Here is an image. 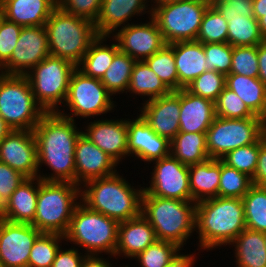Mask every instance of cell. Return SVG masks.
<instances>
[{"label":"cell","instance_id":"1","mask_svg":"<svg viewBox=\"0 0 266 267\" xmlns=\"http://www.w3.org/2000/svg\"><path fill=\"white\" fill-rule=\"evenodd\" d=\"M76 121L58 112H46L33 129L37 142L38 177L42 181L75 183V145L82 134ZM42 165L51 174H41Z\"/></svg>","mask_w":266,"mask_h":267},{"label":"cell","instance_id":"2","mask_svg":"<svg viewBox=\"0 0 266 267\" xmlns=\"http://www.w3.org/2000/svg\"><path fill=\"white\" fill-rule=\"evenodd\" d=\"M245 228L242 199L217 196L196 203L195 231L199 235V249L212 251L230 246Z\"/></svg>","mask_w":266,"mask_h":267},{"label":"cell","instance_id":"3","mask_svg":"<svg viewBox=\"0 0 266 267\" xmlns=\"http://www.w3.org/2000/svg\"><path fill=\"white\" fill-rule=\"evenodd\" d=\"M135 189L119 174L91 179L81 186V202L90 210L102 213L118 222L141 214L143 186ZM141 187V188H140Z\"/></svg>","mask_w":266,"mask_h":267},{"label":"cell","instance_id":"4","mask_svg":"<svg viewBox=\"0 0 266 267\" xmlns=\"http://www.w3.org/2000/svg\"><path fill=\"white\" fill-rule=\"evenodd\" d=\"M141 214L151 224L157 240L183 249L195 232L196 203L152 196L143 190Z\"/></svg>","mask_w":266,"mask_h":267},{"label":"cell","instance_id":"5","mask_svg":"<svg viewBox=\"0 0 266 267\" xmlns=\"http://www.w3.org/2000/svg\"><path fill=\"white\" fill-rule=\"evenodd\" d=\"M49 53L78 66L99 36L89 19L64 12L58 6L45 23Z\"/></svg>","mask_w":266,"mask_h":267},{"label":"cell","instance_id":"6","mask_svg":"<svg viewBox=\"0 0 266 267\" xmlns=\"http://www.w3.org/2000/svg\"><path fill=\"white\" fill-rule=\"evenodd\" d=\"M81 186L72 182L42 181L38 188L36 214L32 225L41 233L65 235L76 206L81 201Z\"/></svg>","mask_w":266,"mask_h":267},{"label":"cell","instance_id":"7","mask_svg":"<svg viewBox=\"0 0 266 267\" xmlns=\"http://www.w3.org/2000/svg\"><path fill=\"white\" fill-rule=\"evenodd\" d=\"M118 225L117 220L90 210L80 201L73 212L64 238L67 243L83 248L86 255L104 253L109 255L108 257H114Z\"/></svg>","mask_w":266,"mask_h":267},{"label":"cell","instance_id":"8","mask_svg":"<svg viewBox=\"0 0 266 267\" xmlns=\"http://www.w3.org/2000/svg\"><path fill=\"white\" fill-rule=\"evenodd\" d=\"M45 113L26 75L0 73V117L12 130L33 131Z\"/></svg>","mask_w":266,"mask_h":267},{"label":"cell","instance_id":"9","mask_svg":"<svg viewBox=\"0 0 266 267\" xmlns=\"http://www.w3.org/2000/svg\"><path fill=\"white\" fill-rule=\"evenodd\" d=\"M76 68L65 59L49 55L26 74L33 95L45 112H58L63 107Z\"/></svg>","mask_w":266,"mask_h":267},{"label":"cell","instance_id":"10","mask_svg":"<svg viewBox=\"0 0 266 267\" xmlns=\"http://www.w3.org/2000/svg\"><path fill=\"white\" fill-rule=\"evenodd\" d=\"M208 7L201 0L172 1L154 5L151 17L158 24L166 44L196 41Z\"/></svg>","mask_w":266,"mask_h":267},{"label":"cell","instance_id":"11","mask_svg":"<svg viewBox=\"0 0 266 267\" xmlns=\"http://www.w3.org/2000/svg\"><path fill=\"white\" fill-rule=\"evenodd\" d=\"M111 96L100 79L87 76L76 68L71 75L67 98L63 104L71 112L67 114V111L59 109L58 113L73 121H76L74 117H99L109 111L114 112L117 105Z\"/></svg>","mask_w":266,"mask_h":267},{"label":"cell","instance_id":"12","mask_svg":"<svg viewBox=\"0 0 266 267\" xmlns=\"http://www.w3.org/2000/svg\"><path fill=\"white\" fill-rule=\"evenodd\" d=\"M265 135L260 117L225 119L215 117L206 132L208 155L222 159L228 152L259 141Z\"/></svg>","mask_w":266,"mask_h":267},{"label":"cell","instance_id":"13","mask_svg":"<svg viewBox=\"0 0 266 267\" xmlns=\"http://www.w3.org/2000/svg\"><path fill=\"white\" fill-rule=\"evenodd\" d=\"M155 164V165H154ZM151 180L143 190L161 198L193 201L189 183V166L169 154L153 161ZM148 186V187H147Z\"/></svg>","mask_w":266,"mask_h":267},{"label":"cell","instance_id":"14","mask_svg":"<svg viewBox=\"0 0 266 267\" xmlns=\"http://www.w3.org/2000/svg\"><path fill=\"white\" fill-rule=\"evenodd\" d=\"M49 55L45 26L22 27L13 53L0 68V73L26 75Z\"/></svg>","mask_w":266,"mask_h":267},{"label":"cell","instance_id":"15","mask_svg":"<svg viewBox=\"0 0 266 267\" xmlns=\"http://www.w3.org/2000/svg\"><path fill=\"white\" fill-rule=\"evenodd\" d=\"M40 234L32 224L0 219V261L4 267H28L30 251Z\"/></svg>","mask_w":266,"mask_h":267},{"label":"cell","instance_id":"16","mask_svg":"<svg viewBox=\"0 0 266 267\" xmlns=\"http://www.w3.org/2000/svg\"><path fill=\"white\" fill-rule=\"evenodd\" d=\"M117 31L111 36L118 43L119 50L135 61H144L166 45L152 17H149L147 23H131Z\"/></svg>","mask_w":266,"mask_h":267},{"label":"cell","instance_id":"17","mask_svg":"<svg viewBox=\"0 0 266 267\" xmlns=\"http://www.w3.org/2000/svg\"><path fill=\"white\" fill-rule=\"evenodd\" d=\"M0 162L26 178L38 177L37 142L33 131L12 130L0 142Z\"/></svg>","mask_w":266,"mask_h":267},{"label":"cell","instance_id":"18","mask_svg":"<svg viewBox=\"0 0 266 267\" xmlns=\"http://www.w3.org/2000/svg\"><path fill=\"white\" fill-rule=\"evenodd\" d=\"M100 119L87 121L82 134L119 165L123 158L128 157L127 118Z\"/></svg>","mask_w":266,"mask_h":267},{"label":"cell","instance_id":"19","mask_svg":"<svg viewBox=\"0 0 266 267\" xmlns=\"http://www.w3.org/2000/svg\"><path fill=\"white\" fill-rule=\"evenodd\" d=\"M141 104L139 115L156 134L171 141L179 133L180 90Z\"/></svg>","mask_w":266,"mask_h":267},{"label":"cell","instance_id":"20","mask_svg":"<svg viewBox=\"0 0 266 267\" xmlns=\"http://www.w3.org/2000/svg\"><path fill=\"white\" fill-rule=\"evenodd\" d=\"M135 119L127 118L128 157L146 162L162 159L170 154V141L156 134L139 115ZM133 155V156H132Z\"/></svg>","mask_w":266,"mask_h":267},{"label":"cell","instance_id":"21","mask_svg":"<svg viewBox=\"0 0 266 267\" xmlns=\"http://www.w3.org/2000/svg\"><path fill=\"white\" fill-rule=\"evenodd\" d=\"M74 157L75 184L79 186L91 179L107 177L117 172L118 164L83 134L77 139Z\"/></svg>","mask_w":266,"mask_h":267},{"label":"cell","instance_id":"22","mask_svg":"<svg viewBox=\"0 0 266 267\" xmlns=\"http://www.w3.org/2000/svg\"><path fill=\"white\" fill-rule=\"evenodd\" d=\"M149 3L150 0H102L99 15L94 22L98 35H113L118 27L131 24L128 21L133 20L131 18L135 15L143 16L147 13L148 18L151 17L152 6Z\"/></svg>","mask_w":266,"mask_h":267},{"label":"cell","instance_id":"23","mask_svg":"<svg viewBox=\"0 0 266 267\" xmlns=\"http://www.w3.org/2000/svg\"><path fill=\"white\" fill-rule=\"evenodd\" d=\"M156 240L154 229L142 214L119 222L114 258L122 255V258L133 259Z\"/></svg>","mask_w":266,"mask_h":267},{"label":"cell","instance_id":"24","mask_svg":"<svg viewBox=\"0 0 266 267\" xmlns=\"http://www.w3.org/2000/svg\"><path fill=\"white\" fill-rule=\"evenodd\" d=\"M215 117L214 102L180 89L179 132L206 133Z\"/></svg>","mask_w":266,"mask_h":267},{"label":"cell","instance_id":"25","mask_svg":"<svg viewBox=\"0 0 266 267\" xmlns=\"http://www.w3.org/2000/svg\"><path fill=\"white\" fill-rule=\"evenodd\" d=\"M173 53L178 75V90L187 87L207 71L206 56L201 42H174Z\"/></svg>","mask_w":266,"mask_h":267},{"label":"cell","instance_id":"26","mask_svg":"<svg viewBox=\"0 0 266 267\" xmlns=\"http://www.w3.org/2000/svg\"><path fill=\"white\" fill-rule=\"evenodd\" d=\"M40 178H27L5 202L3 219L14 223L32 224L36 214V203Z\"/></svg>","mask_w":266,"mask_h":267},{"label":"cell","instance_id":"27","mask_svg":"<svg viewBox=\"0 0 266 267\" xmlns=\"http://www.w3.org/2000/svg\"><path fill=\"white\" fill-rule=\"evenodd\" d=\"M5 18L22 27L45 26L57 0H3Z\"/></svg>","mask_w":266,"mask_h":267},{"label":"cell","instance_id":"28","mask_svg":"<svg viewBox=\"0 0 266 267\" xmlns=\"http://www.w3.org/2000/svg\"><path fill=\"white\" fill-rule=\"evenodd\" d=\"M221 159H212L189 166V183L193 202L218 196Z\"/></svg>","mask_w":266,"mask_h":267},{"label":"cell","instance_id":"29","mask_svg":"<svg viewBox=\"0 0 266 267\" xmlns=\"http://www.w3.org/2000/svg\"><path fill=\"white\" fill-rule=\"evenodd\" d=\"M265 233L245 228L230 244L236 267H266Z\"/></svg>","mask_w":266,"mask_h":267},{"label":"cell","instance_id":"30","mask_svg":"<svg viewBox=\"0 0 266 267\" xmlns=\"http://www.w3.org/2000/svg\"><path fill=\"white\" fill-rule=\"evenodd\" d=\"M112 36L99 35L90 45V48L83 56L77 68L85 75L102 79L107 69L111 66L115 54L119 51V46ZM111 38L112 44H105Z\"/></svg>","mask_w":266,"mask_h":267},{"label":"cell","instance_id":"31","mask_svg":"<svg viewBox=\"0 0 266 267\" xmlns=\"http://www.w3.org/2000/svg\"><path fill=\"white\" fill-rule=\"evenodd\" d=\"M225 87L237 94L254 115L261 116L266 104V85L258 78L228 74Z\"/></svg>","mask_w":266,"mask_h":267},{"label":"cell","instance_id":"32","mask_svg":"<svg viewBox=\"0 0 266 267\" xmlns=\"http://www.w3.org/2000/svg\"><path fill=\"white\" fill-rule=\"evenodd\" d=\"M170 154L186 166L208 160L206 133L179 132L170 141Z\"/></svg>","mask_w":266,"mask_h":267},{"label":"cell","instance_id":"33","mask_svg":"<svg viewBox=\"0 0 266 267\" xmlns=\"http://www.w3.org/2000/svg\"><path fill=\"white\" fill-rule=\"evenodd\" d=\"M133 98L143 96L145 101L168 95L171 91L144 61H136L132 70L128 91Z\"/></svg>","mask_w":266,"mask_h":267},{"label":"cell","instance_id":"34","mask_svg":"<svg viewBox=\"0 0 266 267\" xmlns=\"http://www.w3.org/2000/svg\"><path fill=\"white\" fill-rule=\"evenodd\" d=\"M225 18L228 22L227 43L231 46H256L266 40L255 17L238 15Z\"/></svg>","mask_w":266,"mask_h":267},{"label":"cell","instance_id":"35","mask_svg":"<svg viewBox=\"0 0 266 267\" xmlns=\"http://www.w3.org/2000/svg\"><path fill=\"white\" fill-rule=\"evenodd\" d=\"M135 62L136 61L132 57L120 50L115 54L111 66L101 79L102 84L112 97L120 93L127 94Z\"/></svg>","mask_w":266,"mask_h":267},{"label":"cell","instance_id":"36","mask_svg":"<svg viewBox=\"0 0 266 267\" xmlns=\"http://www.w3.org/2000/svg\"><path fill=\"white\" fill-rule=\"evenodd\" d=\"M242 201L246 228L266 233V187L253 184Z\"/></svg>","mask_w":266,"mask_h":267},{"label":"cell","instance_id":"37","mask_svg":"<svg viewBox=\"0 0 266 267\" xmlns=\"http://www.w3.org/2000/svg\"><path fill=\"white\" fill-rule=\"evenodd\" d=\"M144 62L170 91H178V75L173 53V43L166 44Z\"/></svg>","mask_w":266,"mask_h":267},{"label":"cell","instance_id":"38","mask_svg":"<svg viewBox=\"0 0 266 267\" xmlns=\"http://www.w3.org/2000/svg\"><path fill=\"white\" fill-rule=\"evenodd\" d=\"M64 236L56 233H41L30 251L28 267H51Z\"/></svg>","mask_w":266,"mask_h":267},{"label":"cell","instance_id":"39","mask_svg":"<svg viewBox=\"0 0 266 267\" xmlns=\"http://www.w3.org/2000/svg\"><path fill=\"white\" fill-rule=\"evenodd\" d=\"M227 35V19L214 6H209L204 13L196 41L202 44L227 43Z\"/></svg>","mask_w":266,"mask_h":267},{"label":"cell","instance_id":"40","mask_svg":"<svg viewBox=\"0 0 266 267\" xmlns=\"http://www.w3.org/2000/svg\"><path fill=\"white\" fill-rule=\"evenodd\" d=\"M252 185L251 177L228 166L221 160L218 196L242 199Z\"/></svg>","mask_w":266,"mask_h":267},{"label":"cell","instance_id":"41","mask_svg":"<svg viewBox=\"0 0 266 267\" xmlns=\"http://www.w3.org/2000/svg\"><path fill=\"white\" fill-rule=\"evenodd\" d=\"M180 250L183 249L173 242L156 240L133 259L141 267H165Z\"/></svg>","mask_w":266,"mask_h":267},{"label":"cell","instance_id":"42","mask_svg":"<svg viewBox=\"0 0 266 267\" xmlns=\"http://www.w3.org/2000/svg\"><path fill=\"white\" fill-rule=\"evenodd\" d=\"M226 85V76L215 70L204 71L185 89L193 95L216 102Z\"/></svg>","mask_w":266,"mask_h":267},{"label":"cell","instance_id":"43","mask_svg":"<svg viewBox=\"0 0 266 267\" xmlns=\"http://www.w3.org/2000/svg\"><path fill=\"white\" fill-rule=\"evenodd\" d=\"M259 154V141L228 152L221 160L239 172L253 178Z\"/></svg>","mask_w":266,"mask_h":267},{"label":"cell","instance_id":"44","mask_svg":"<svg viewBox=\"0 0 266 267\" xmlns=\"http://www.w3.org/2000/svg\"><path fill=\"white\" fill-rule=\"evenodd\" d=\"M215 115L225 119L259 117L254 115L245 103L228 88H224L215 102Z\"/></svg>","mask_w":266,"mask_h":267},{"label":"cell","instance_id":"45","mask_svg":"<svg viewBox=\"0 0 266 267\" xmlns=\"http://www.w3.org/2000/svg\"><path fill=\"white\" fill-rule=\"evenodd\" d=\"M258 45L233 47L230 74L258 78Z\"/></svg>","mask_w":266,"mask_h":267},{"label":"cell","instance_id":"46","mask_svg":"<svg viewBox=\"0 0 266 267\" xmlns=\"http://www.w3.org/2000/svg\"><path fill=\"white\" fill-rule=\"evenodd\" d=\"M207 70H215L225 76L230 74L233 46L229 43L203 44Z\"/></svg>","mask_w":266,"mask_h":267},{"label":"cell","instance_id":"47","mask_svg":"<svg viewBox=\"0 0 266 267\" xmlns=\"http://www.w3.org/2000/svg\"><path fill=\"white\" fill-rule=\"evenodd\" d=\"M21 30L22 26L6 18L0 24V68L10 59Z\"/></svg>","mask_w":266,"mask_h":267},{"label":"cell","instance_id":"48","mask_svg":"<svg viewBox=\"0 0 266 267\" xmlns=\"http://www.w3.org/2000/svg\"><path fill=\"white\" fill-rule=\"evenodd\" d=\"M102 0H57V6L64 12L95 22Z\"/></svg>","mask_w":266,"mask_h":267},{"label":"cell","instance_id":"49","mask_svg":"<svg viewBox=\"0 0 266 267\" xmlns=\"http://www.w3.org/2000/svg\"><path fill=\"white\" fill-rule=\"evenodd\" d=\"M27 179L20 172L0 162V196L6 202L19 185Z\"/></svg>","mask_w":266,"mask_h":267},{"label":"cell","instance_id":"50","mask_svg":"<svg viewBox=\"0 0 266 267\" xmlns=\"http://www.w3.org/2000/svg\"><path fill=\"white\" fill-rule=\"evenodd\" d=\"M224 17H254L253 0H223L214 6Z\"/></svg>","mask_w":266,"mask_h":267},{"label":"cell","instance_id":"51","mask_svg":"<svg viewBox=\"0 0 266 267\" xmlns=\"http://www.w3.org/2000/svg\"><path fill=\"white\" fill-rule=\"evenodd\" d=\"M78 250L80 251L82 249L72 246L69 249H64L61 246L56 253L51 267H80L86 253H81Z\"/></svg>","mask_w":266,"mask_h":267},{"label":"cell","instance_id":"52","mask_svg":"<svg viewBox=\"0 0 266 267\" xmlns=\"http://www.w3.org/2000/svg\"><path fill=\"white\" fill-rule=\"evenodd\" d=\"M252 183L266 187V135L259 140L257 167L252 178Z\"/></svg>","mask_w":266,"mask_h":267},{"label":"cell","instance_id":"53","mask_svg":"<svg viewBox=\"0 0 266 267\" xmlns=\"http://www.w3.org/2000/svg\"><path fill=\"white\" fill-rule=\"evenodd\" d=\"M192 254H181V252L174 257L165 267H194L196 262V255Z\"/></svg>","mask_w":266,"mask_h":267},{"label":"cell","instance_id":"54","mask_svg":"<svg viewBox=\"0 0 266 267\" xmlns=\"http://www.w3.org/2000/svg\"><path fill=\"white\" fill-rule=\"evenodd\" d=\"M101 255H86L81 263L80 267H114L112 266L109 258H102Z\"/></svg>","mask_w":266,"mask_h":267},{"label":"cell","instance_id":"55","mask_svg":"<svg viewBox=\"0 0 266 267\" xmlns=\"http://www.w3.org/2000/svg\"><path fill=\"white\" fill-rule=\"evenodd\" d=\"M258 79L266 85V40L258 45Z\"/></svg>","mask_w":266,"mask_h":267},{"label":"cell","instance_id":"56","mask_svg":"<svg viewBox=\"0 0 266 267\" xmlns=\"http://www.w3.org/2000/svg\"><path fill=\"white\" fill-rule=\"evenodd\" d=\"M254 17L258 20L260 31L266 39V12H253Z\"/></svg>","mask_w":266,"mask_h":267},{"label":"cell","instance_id":"57","mask_svg":"<svg viewBox=\"0 0 266 267\" xmlns=\"http://www.w3.org/2000/svg\"><path fill=\"white\" fill-rule=\"evenodd\" d=\"M12 131L6 122L0 117V142Z\"/></svg>","mask_w":266,"mask_h":267},{"label":"cell","instance_id":"58","mask_svg":"<svg viewBox=\"0 0 266 267\" xmlns=\"http://www.w3.org/2000/svg\"><path fill=\"white\" fill-rule=\"evenodd\" d=\"M253 12H266V0H253Z\"/></svg>","mask_w":266,"mask_h":267},{"label":"cell","instance_id":"59","mask_svg":"<svg viewBox=\"0 0 266 267\" xmlns=\"http://www.w3.org/2000/svg\"><path fill=\"white\" fill-rule=\"evenodd\" d=\"M5 19V7L3 0H0V24Z\"/></svg>","mask_w":266,"mask_h":267},{"label":"cell","instance_id":"60","mask_svg":"<svg viewBox=\"0 0 266 267\" xmlns=\"http://www.w3.org/2000/svg\"><path fill=\"white\" fill-rule=\"evenodd\" d=\"M203 3H206L208 6H215L217 3L223 0H201Z\"/></svg>","mask_w":266,"mask_h":267},{"label":"cell","instance_id":"61","mask_svg":"<svg viewBox=\"0 0 266 267\" xmlns=\"http://www.w3.org/2000/svg\"><path fill=\"white\" fill-rule=\"evenodd\" d=\"M5 210V202L0 196V219H2Z\"/></svg>","mask_w":266,"mask_h":267},{"label":"cell","instance_id":"62","mask_svg":"<svg viewBox=\"0 0 266 267\" xmlns=\"http://www.w3.org/2000/svg\"><path fill=\"white\" fill-rule=\"evenodd\" d=\"M172 1H179V0H151L150 3L153 2V4H151V6L153 7L154 4L157 5V4L167 3V2H172Z\"/></svg>","mask_w":266,"mask_h":267},{"label":"cell","instance_id":"63","mask_svg":"<svg viewBox=\"0 0 266 267\" xmlns=\"http://www.w3.org/2000/svg\"><path fill=\"white\" fill-rule=\"evenodd\" d=\"M0 267H4V265L2 264V262L0 261Z\"/></svg>","mask_w":266,"mask_h":267}]
</instances>
